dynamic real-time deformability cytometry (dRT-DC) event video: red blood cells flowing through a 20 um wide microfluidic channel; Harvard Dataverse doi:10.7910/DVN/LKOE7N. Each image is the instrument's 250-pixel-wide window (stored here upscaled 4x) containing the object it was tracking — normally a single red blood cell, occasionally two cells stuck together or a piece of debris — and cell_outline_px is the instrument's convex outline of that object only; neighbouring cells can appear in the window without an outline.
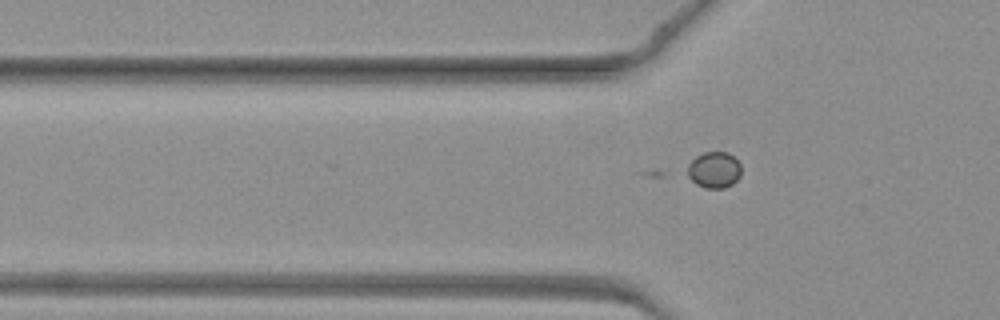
{"species": "common noctule bat (a hibernating species)", "species_latin": "Nyctalus noctula", "temperature_condition": "warm", "stored_images_in_passage": 33, "camera_frame_rate_fps": 3000, "um_per_image_px": 0.085, "animal": {"sex": "female", "body_mass_g": 19.3, "forearm_length_mm": 54.1}, "frame": {"image": 1, "passage_image": 2, "time_ms": 0.333, "image_size_px": [1000, 320], "cell_outline_px": [[740, 176], [732, 184], [724, 188], [704, 188], [696, 184], [688, 176], [688, 164], [696, 156], [704, 152], [728, 152], [736, 156], [740, 164]], "centroid_in_image_um": [60.72, 14.43], "position_along_channel_um": 65.1, "area_um2": 11.44}}
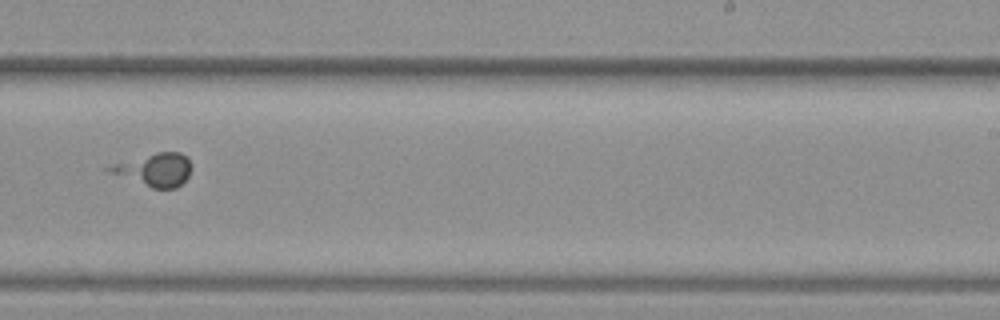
{"frame": {"image": 2, "passage_image": 16, "time_ms": 5.0, "image_size_px": [1000, 320], "cell_outline_px": [[192, 168], [188, 176], [176, 188], [152, 188], [100, 168], [112, 164], [156, 152], [180, 152], [188, 156], [192, 164]], "centroid_in_image_um": [13.16, 14.4], "position_along_channel_um": 275.8, "area_um2": 15.72}}
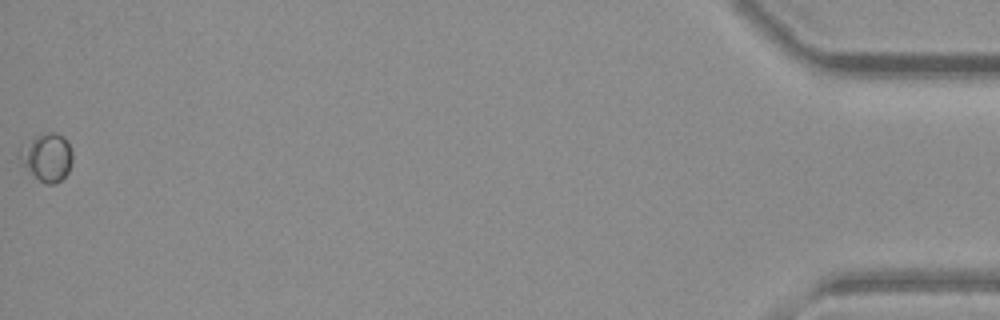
{"frame": {"image": 3, "passage_image": 33, "time_ms": 10.667, "image_size_px": [1000, 320], "cell_outline_px": [[72, 160], [68, 172], [56, 184], [44, 184], [24, 164], [16, 152], [20, 144], [36, 136], [48, 132], [56, 132], [64, 136], [72, 152]], "centroid_in_image_um": [3.98, 13.32], "position_along_channel_um": 431.2, "area_um2": 14.68}}